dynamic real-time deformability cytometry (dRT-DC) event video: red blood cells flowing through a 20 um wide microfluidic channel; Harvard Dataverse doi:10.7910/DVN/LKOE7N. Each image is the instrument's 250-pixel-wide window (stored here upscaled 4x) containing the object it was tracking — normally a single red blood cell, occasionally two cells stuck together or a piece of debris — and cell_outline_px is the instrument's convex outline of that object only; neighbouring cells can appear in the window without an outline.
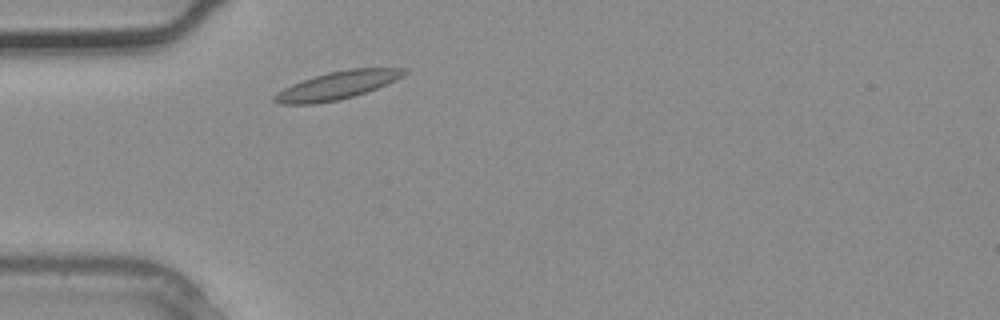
{"species": "common noctule bat (a hibernating species)", "species_latin": "Nyctalus noctula", "temperature_condition": "warm", "stored_images_in_passage": 1, "camera_frame_rate_fps": 3000, "um_per_image_px": 0.085, "animal": {"sex": "male", "body_mass_g": 20.4}, "frame": {"image": 1, "passage_image": 1, "time_ms": 0.0, "image_size_px": [1000, 320], "cell_outline_px": [[408, 72], [404, 76], [396, 80], [376, 88], [340, 100], [312, 104], [280, 104], [272, 100], [272, 96], [276, 92], [292, 84], [328, 72], [348, 68], [408, 68]], "centroid_in_image_um": [28.67, 7.25], "position_along_channel_um": 56.3, "area_um2": 21.04}}